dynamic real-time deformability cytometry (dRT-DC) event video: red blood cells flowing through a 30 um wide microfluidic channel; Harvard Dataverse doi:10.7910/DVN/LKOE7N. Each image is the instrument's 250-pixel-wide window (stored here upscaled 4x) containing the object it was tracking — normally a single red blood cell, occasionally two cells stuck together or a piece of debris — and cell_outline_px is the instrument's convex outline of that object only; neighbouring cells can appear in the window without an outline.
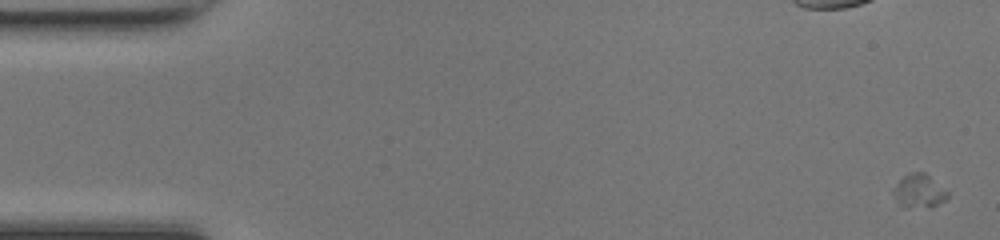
{"species": "common noctule bat (a hibernating species)", "species_latin": "Nyctalus noctula", "temperature_condition": "room temperature", "stored_images_in_passage": 8, "camera_frame_rate_fps": 3000, "um_per_image_px": 0.085, "animal": {"sex": "female", "body_mass_g": 17.0, "forearm_length_mm": 48.0}, "frame": {"image": 1, "passage_image": 1, "time_ms": 0.0, "image_size_px": [1000, 240], "cell_outline_px": [[948, 196], [944, 200], [936, 204], [908, 208], [900, 204], [896, 200], [892, 192], [892, 188], [908, 172], [924, 172], [948, 192]], "centroid_in_image_um": [78.07, 16.21], "position_along_channel_um": 6.9, "area_um2": 10.23}}